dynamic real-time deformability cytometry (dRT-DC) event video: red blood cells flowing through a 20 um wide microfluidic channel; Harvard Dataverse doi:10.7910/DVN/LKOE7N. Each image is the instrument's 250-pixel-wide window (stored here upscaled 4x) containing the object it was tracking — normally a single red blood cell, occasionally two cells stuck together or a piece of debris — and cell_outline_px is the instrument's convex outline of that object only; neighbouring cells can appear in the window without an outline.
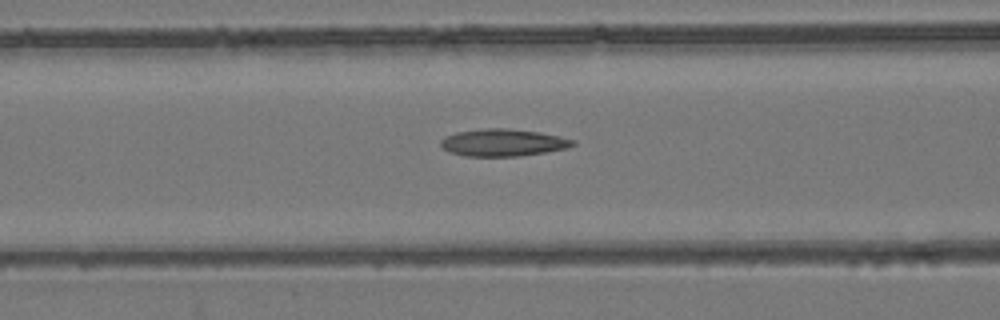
{"species": "common noctule bat (a hibernating species)", "species_latin": "Nyctalus noctula", "temperature_condition": "room temperature", "stored_images_in_passage": 55, "camera_frame_rate_fps": 3000, "um_per_image_px": 0.085, "animal": {"sex": "female", "body_mass_g": 24.6, "forearm_length_mm": 56.2}, "frame": {"image": 1, "passage_image": 23, "time_ms": 7.333, "image_size_px": [1000, 320], "cell_outline_px": [[576, 144], [568, 148], [520, 156], [464, 156], [448, 152], [440, 144], [440, 140], [444, 136], [456, 132], [484, 128], [508, 128], [540, 132], [560, 136], [576, 140]], "centroid_in_image_um": [42.75, 12.11], "position_along_channel_um": 123.8, "area_um2": 21.15}}
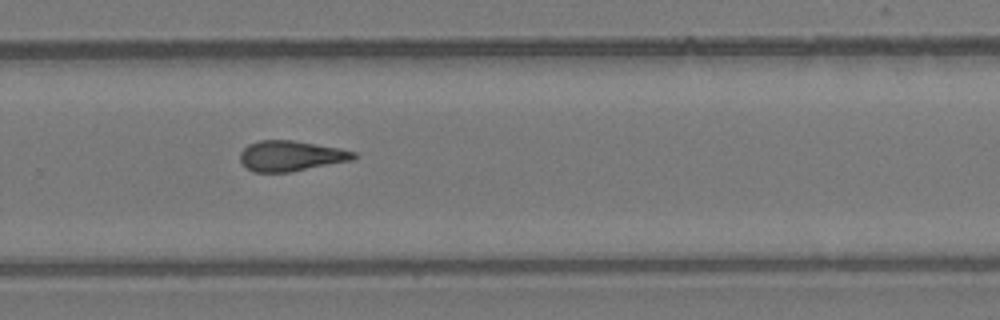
{"frame": {"image": 2, "passage_image": 37, "time_ms": 12.0, "image_size_px": [1000, 320], "cell_outline_px": [[356, 156], [352, 160], [292, 172], [252, 172], [240, 160], [240, 152], [248, 144], [260, 140], [292, 140], [340, 148], [356, 152]], "centroid_in_image_um": [24.72, 13.25], "position_along_channel_um": 305.1, "area_um2": 20.11}}
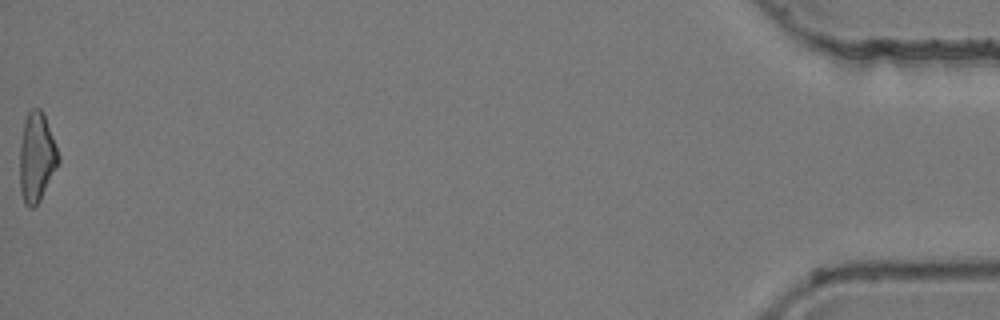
{"frame": {"image": 3, "passage_image": 55, "time_ms": 18.0, "image_size_px": [1000, 320], "cell_outline_px": [[60, 160], [40, 200], [32, 208], [28, 208], [24, 204], [20, 192], [20, 144], [24, 120], [28, 112], [32, 108], [40, 108], [44, 112], [56, 144], [60, 156]], "centroid_in_image_um": [3.11, 13.35], "position_along_channel_um": 432.1, "area_um2": 20.29}, "authors_computed_cell_mechanics": {"area_um2": 20.5768, "velocity_mm_per_s": 3.8949, "shape_relaxation_time_tau1_ms": null, "shape_relaxation_time_tau2_ms": 3.659, "deformation_change_tau1": null, "deformation_change_tau2": 0.1441}}